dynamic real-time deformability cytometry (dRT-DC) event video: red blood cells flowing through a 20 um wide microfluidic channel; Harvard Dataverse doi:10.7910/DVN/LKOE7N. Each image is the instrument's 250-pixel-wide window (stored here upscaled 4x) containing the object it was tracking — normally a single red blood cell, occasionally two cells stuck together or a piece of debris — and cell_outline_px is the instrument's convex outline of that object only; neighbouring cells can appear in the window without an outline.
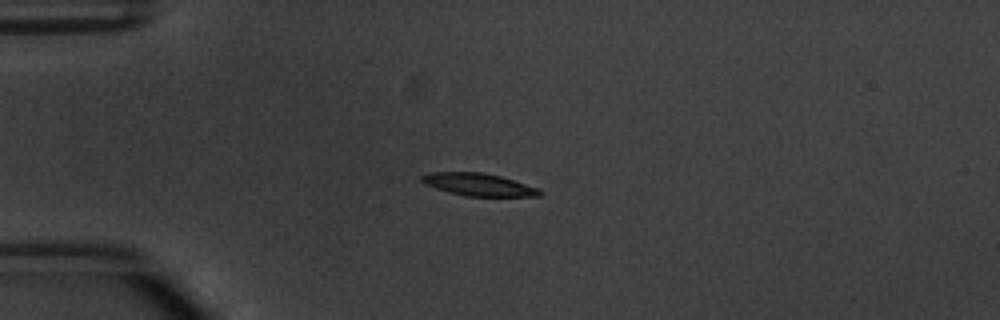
{"species": "common noctule bat (a hibernating species)", "species_latin": "Nyctalus noctula", "temperature_condition": "warm", "stored_images_in_passage": 5, "camera_frame_rate_fps": 3000, "um_per_image_px": 0.085, "animal": {"sex": "male", "body_mass_g": 20.1, "forearm_length_mm": 53.5}, "frame": {"image": 1, "passage_image": 3, "time_ms": 2.667, "image_size_px": [1000, 320], "cell_outline_px": [[544, 192], [540, 196], [464, 196], [436, 188], [424, 184], [420, 180], [420, 176], [428, 172], [480, 172], [500, 176], [540, 188]], "centroid_in_image_um": [40.68, 15.68], "position_along_channel_um": 44.3, "area_um2": 15.55}}